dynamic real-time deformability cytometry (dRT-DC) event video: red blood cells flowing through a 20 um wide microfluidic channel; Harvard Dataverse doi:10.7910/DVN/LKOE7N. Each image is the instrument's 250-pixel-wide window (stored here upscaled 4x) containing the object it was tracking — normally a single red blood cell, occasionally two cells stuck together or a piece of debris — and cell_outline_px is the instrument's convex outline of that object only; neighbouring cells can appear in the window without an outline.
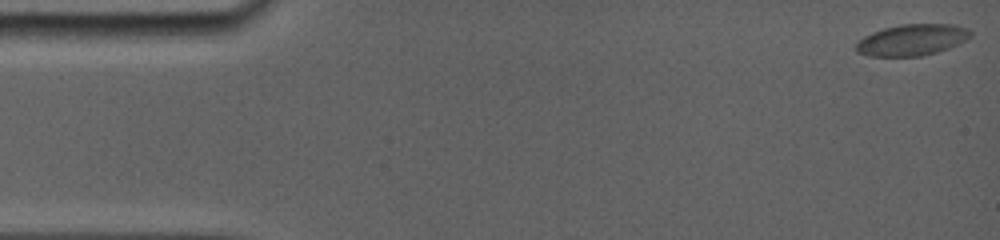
{"species": "common noctule bat (a hibernating species)", "species_latin": "Nyctalus noctula", "temperature_condition": "room temperature", "stored_images_in_passage": 44, "camera_frame_rate_fps": 5000, "um_per_image_px": 0.085, "animal": {"sex": "female", "body_mass_g": 19.0, "forearm_length_mm": 56.7}, "frame": {"image": 1, "passage_image": 1, "time_ms": 0.0, "image_size_px": [1000, 240], "cell_outline_px": [[972, 36], [948, 48], [924, 56], [868, 56], [856, 52], [856, 40], [872, 32], [884, 28], [900, 24], [956, 24], [968, 28], [972, 32]], "centroid_in_image_um": [77.5, 3.38], "position_along_channel_um": 7.5, "area_um2": 21.04}}
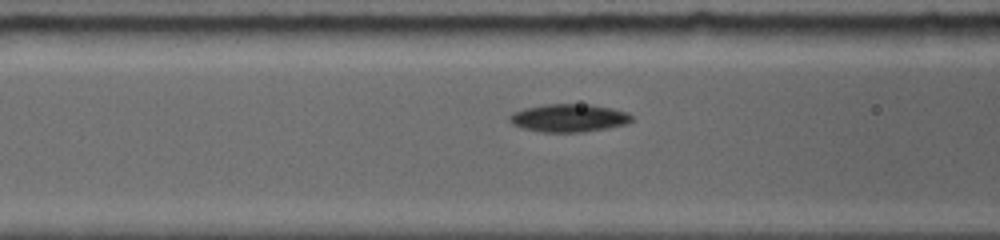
{"frame": {"image": 2, "passage_image": 26, "time_ms": 6.2, "image_size_px": [1000, 240], "cell_outline_px": [[632, 120], [628, 124], [608, 128], [584, 132], [540, 132], [520, 128], [512, 124], [508, 120], [508, 116], [512, 112], [524, 108], [544, 104], [592, 104], [612, 108], [628, 112], [632, 116]], "centroid_in_image_um": [48.33, 10.03], "position_along_channel_um": 118.3, "area_um2": 20.29}}
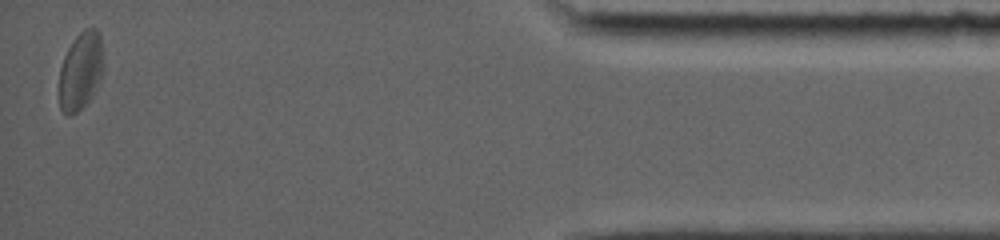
{"frame": {"image": 3, "passage_image": 44, "time_ms": 16.0, "image_size_px": [1000, 240], "cell_outline_px": [[104, 68], [96, 88], [92, 96], [76, 112], [68, 116], [60, 108], [60, 68], [64, 56], [72, 40], [84, 28], [96, 28], [100, 32], [104, 64]], "centroid_in_image_um": [6.88, 5.97], "position_along_channel_um": 428.3, "area_um2": 20.06}, "authors_computed_cell_mechanics": {"area_um2": 19.9121, "velocity_mm_per_s": 3.7887, "shape_relaxation_time_tau1_ms": 4.1348, "shape_relaxation_time_tau2_ms": 2.4289, "deformation_change_tau1": 0.0782, "deformation_change_tau2": 0.0684}}